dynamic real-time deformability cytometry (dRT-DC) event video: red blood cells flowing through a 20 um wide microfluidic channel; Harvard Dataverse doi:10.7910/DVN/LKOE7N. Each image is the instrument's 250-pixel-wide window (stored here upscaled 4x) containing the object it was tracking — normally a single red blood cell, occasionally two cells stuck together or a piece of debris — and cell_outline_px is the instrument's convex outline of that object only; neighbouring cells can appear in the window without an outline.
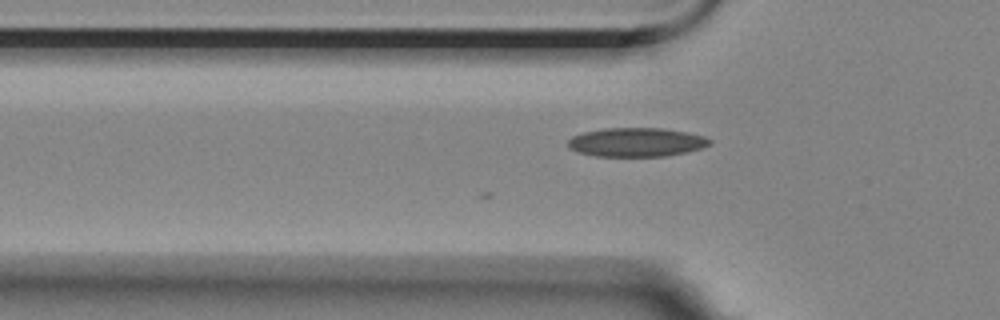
{"species": "Egyptian fruit bat (a non-hibernating species)", "species_latin": "Rousettus aegyptiacus", "temperature_condition": "room temperature", "stored_images_in_passage": 2, "camera_frame_rate_fps": 3000, "um_per_image_px": 0.085, "animal": {"sex": "female"}, "frame": {"image": 1, "passage_image": 2, "time_ms": 0.333, "image_size_px": [1000, 320], "cell_outline_px": [[712, 144], [704, 148], [664, 156], [596, 156], [576, 152], [568, 148], [568, 140], [572, 136], [584, 132], [604, 128], [664, 128], [688, 132], [704, 136], [712, 140]], "centroid_in_image_um": [54.11, 12.08], "position_along_channel_um": 71.7, "area_um2": 24.04}}